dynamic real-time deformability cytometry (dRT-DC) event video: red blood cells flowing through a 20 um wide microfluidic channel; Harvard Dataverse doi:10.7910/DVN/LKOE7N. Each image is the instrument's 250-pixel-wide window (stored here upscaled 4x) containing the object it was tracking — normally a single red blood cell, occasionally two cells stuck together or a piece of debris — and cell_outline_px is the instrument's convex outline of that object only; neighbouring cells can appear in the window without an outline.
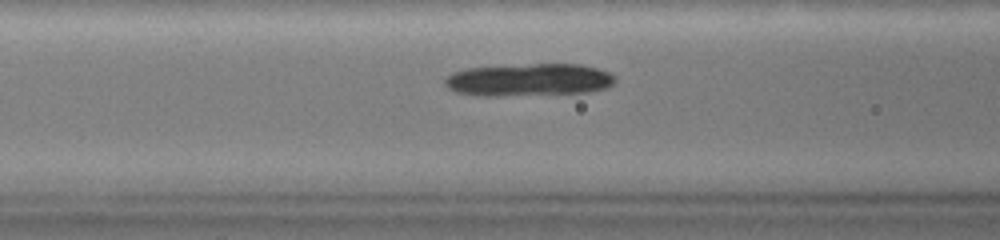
{"species": "common noctule bat (a hibernating species)", "species_latin": "Nyctalus noctula", "temperature_condition": "warm", "stored_images_in_passage": 54, "camera_frame_rate_fps": 3000, "um_per_image_px": 0.085, "animal": {"sex": "female", "body_mass_g": 19.0, "forearm_length_mm": 51.5}, "frame": {"image": 1, "passage_image": 18, "time_ms": 5.667, "image_size_px": [1000, 240], "cell_outline_px": [[616, 80], [608, 88], [588, 92], [496, 96], [476, 96], [456, 92], [448, 88], [444, 84], [444, 80], [452, 72], [468, 68], [532, 64], [580, 64], [596, 68], [608, 72], [616, 76]], "centroid_in_image_um": [44.95, 6.79], "position_along_channel_um": 121.6, "area_um2": 32.31}}
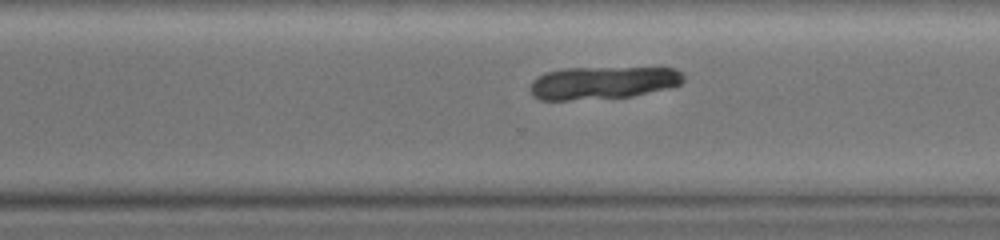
{"frame": {"image": 2, "passage_image": 39, "time_ms": 12.667, "image_size_px": [1000, 240], "cell_outline_px": [[684, 80], [680, 84], [672, 88], [632, 96], [568, 100], [540, 100], [532, 96], [528, 88], [532, 80], [544, 72], [564, 68], [672, 68], [680, 72], [684, 76]], "centroid_in_image_um": [51.19, 7.04], "position_along_channel_um": 319.4, "area_um2": 29.42}}
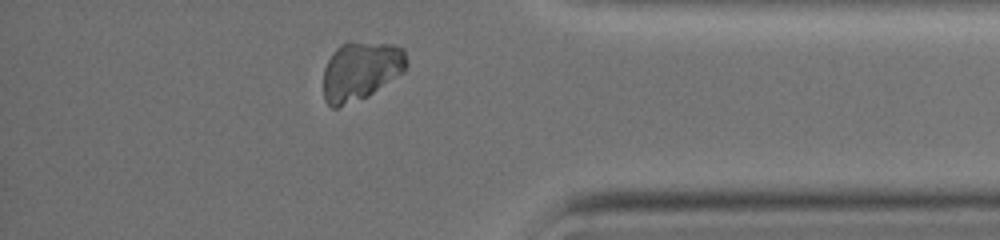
{"frame": {"image": 3, "passage_image": 49, "time_ms": 16.0, "image_size_px": [1000, 240], "cell_outline_px": [[408, 64], [404, 72], [368, 96], [336, 108], [332, 108], [324, 100], [324, 68], [332, 52], [340, 44], [348, 40], [352, 40], [392, 44], [404, 48]], "centroid_in_image_um": [30.67, 5.98], "position_along_channel_um": 404.5, "area_um2": 28.96}}